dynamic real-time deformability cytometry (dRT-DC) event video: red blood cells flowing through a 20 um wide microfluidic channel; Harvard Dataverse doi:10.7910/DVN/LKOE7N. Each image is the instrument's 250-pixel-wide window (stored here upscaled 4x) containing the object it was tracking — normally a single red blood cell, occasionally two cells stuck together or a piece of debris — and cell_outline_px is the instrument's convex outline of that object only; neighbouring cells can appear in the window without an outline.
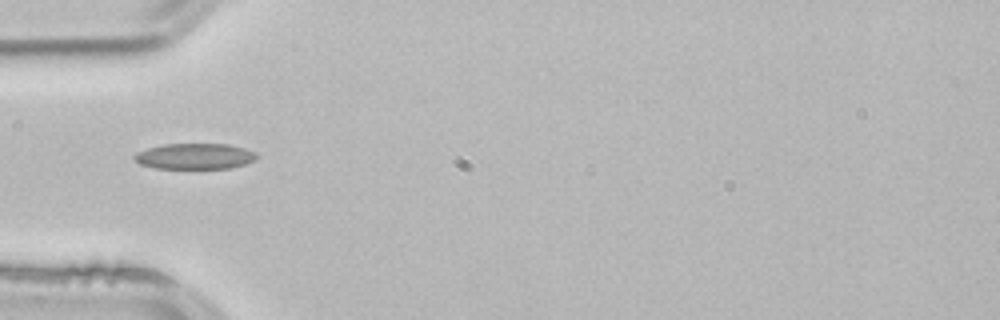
{"species": "common noctule bat (a hibernating species)", "species_latin": "Nyctalus noctula", "temperature_condition": "room temperature", "stored_images_in_passage": 1, "camera_frame_rate_fps": 3000, "um_per_image_px": 0.085, "animal": {"sex": "male", "body_mass_g": 21.5, "forearm_length_mm": 52.0}, "frame": {"image": 1, "passage_image": 1, "time_ms": 0.0, "image_size_px": [1000, 320], "cell_outline_px": [[256, 160], [244, 164], [228, 168], [156, 168], [140, 164], [132, 156], [136, 152], [148, 148], [164, 144], [228, 144], [244, 148], [256, 152]], "centroid_in_image_um": [16.55, 13.27], "position_along_channel_um": 68.4, "area_um2": 18.26}}